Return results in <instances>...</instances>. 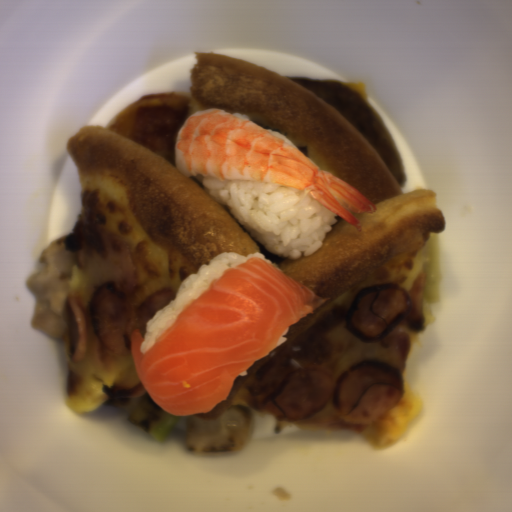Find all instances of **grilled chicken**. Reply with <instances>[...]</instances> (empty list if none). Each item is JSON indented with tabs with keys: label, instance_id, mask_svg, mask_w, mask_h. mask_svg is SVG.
<instances>
[{
	"label": "grilled chicken",
	"instance_id": "obj_2",
	"mask_svg": "<svg viewBox=\"0 0 512 512\" xmlns=\"http://www.w3.org/2000/svg\"><path fill=\"white\" fill-rule=\"evenodd\" d=\"M176 297L172 289L162 287L132 308V299L123 283H103L88 298L93 330L114 355H124L131 352L134 329L144 338L151 318Z\"/></svg>",
	"mask_w": 512,
	"mask_h": 512
},
{
	"label": "grilled chicken",
	"instance_id": "obj_3",
	"mask_svg": "<svg viewBox=\"0 0 512 512\" xmlns=\"http://www.w3.org/2000/svg\"><path fill=\"white\" fill-rule=\"evenodd\" d=\"M426 277L416 276L407 297L410 298V311L398 327L406 328L414 333L422 328L423 303L426 291Z\"/></svg>",
	"mask_w": 512,
	"mask_h": 512
},
{
	"label": "grilled chicken",
	"instance_id": "obj_1",
	"mask_svg": "<svg viewBox=\"0 0 512 512\" xmlns=\"http://www.w3.org/2000/svg\"><path fill=\"white\" fill-rule=\"evenodd\" d=\"M350 307L330 312L278 350L257 371L249 394V404L275 418H287L270 404L274 389L302 365L319 364L332 376L341 377L359 363L376 360L403 371L412 342L410 334L394 331L375 344L359 341L346 327Z\"/></svg>",
	"mask_w": 512,
	"mask_h": 512
}]
</instances>
